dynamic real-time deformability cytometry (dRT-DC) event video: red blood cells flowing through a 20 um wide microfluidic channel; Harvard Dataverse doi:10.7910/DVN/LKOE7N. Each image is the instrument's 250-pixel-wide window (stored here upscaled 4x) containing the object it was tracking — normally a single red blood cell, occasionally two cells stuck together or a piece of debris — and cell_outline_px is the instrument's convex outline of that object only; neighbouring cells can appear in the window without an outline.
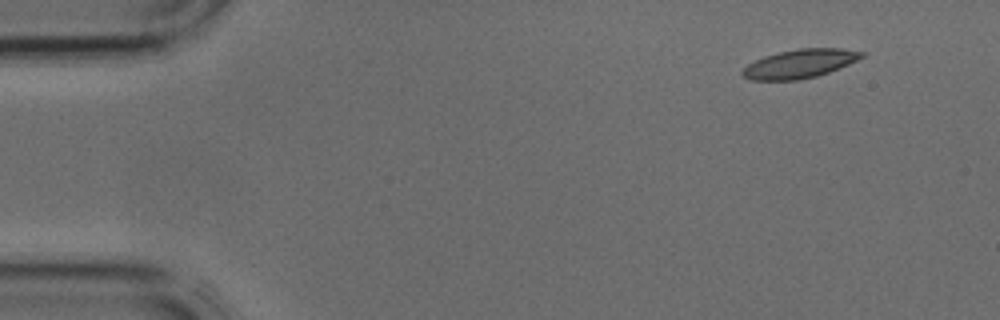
{"species": "common noctule bat (a hibernating species)", "species_latin": "Nyctalus noctula", "temperature_condition": "cold", "stored_images_in_passage": 4, "segment_of_instrument_passage": [1, 2], "camera_frame_rate_fps": 3000, "um_per_image_px": 0.085, "animal": {"sex": "male", "body_mass_g": 17.9, "forearm_length_mm": 54.2}, "frame": {"image": 1, "passage_image": 1, "time_ms": 0.0, "image_size_px": [1000, 320], "cell_outline_px": [[868, 52], [864, 56], [848, 64], [828, 72], [816, 76], [796, 80], [748, 80], [740, 72], [748, 64], [764, 56], [780, 52], [800, 48], [840, 48]], "centroid_in_image_um": [67.98, 5.41], "position_along_channel_um": 17.0, "area_um2": 19.83}}
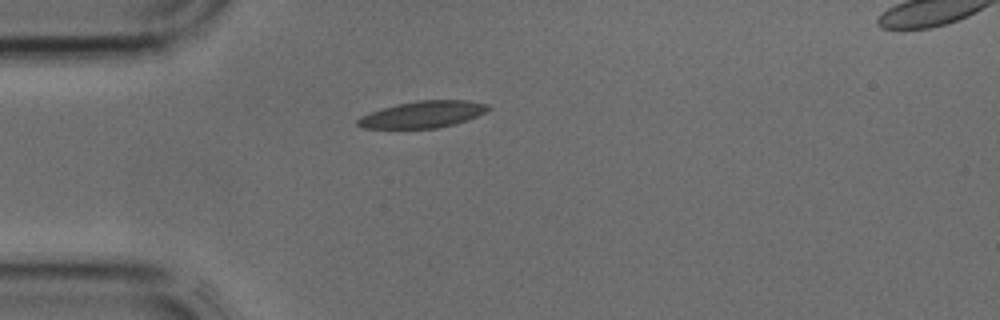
{"frame": {"image": 2, "passage_image": 3, "time_ms": 0.667, "image_size_px": [1000, 320], "cell_outline_px": [[492, 108], [468, 120], [436, 128], [364, 128], [356, 124], [356, 120], [360, 116], [396, 104], [420, 100], [468, 100], [488, 104]], "centroid_in_image_um": [35.95, 9.72], "position_along_channel_um": 49.0, "area_um2": 20.11}}